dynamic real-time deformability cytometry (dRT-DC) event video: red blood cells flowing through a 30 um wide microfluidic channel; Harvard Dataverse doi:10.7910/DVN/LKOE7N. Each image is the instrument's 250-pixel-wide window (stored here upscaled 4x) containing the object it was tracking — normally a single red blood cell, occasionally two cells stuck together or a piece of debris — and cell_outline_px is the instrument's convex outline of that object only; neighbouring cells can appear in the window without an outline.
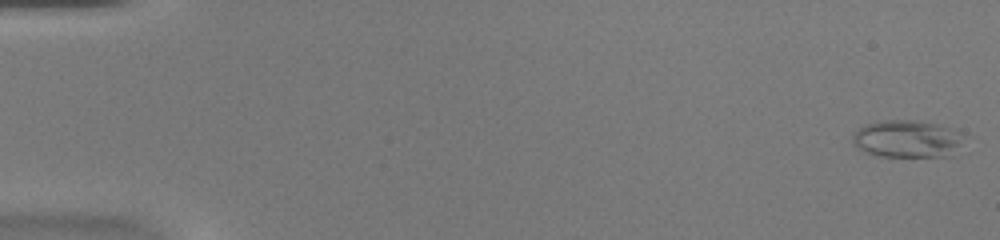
{"species": "common noctule bat (a hibernating species)", "species_latin": "Nyctalus noctula", "temperature_condition": "warm", "stored_images_in_passage": 52, "camera_frame_rate_fps": 3000, "um_per_image_px": 0.085, "animal": {"sex": "female", "body_mass_g": 20.0, "forearm_length_mm": 54.0}, "frame": {"image": 1, "passage_image": 1, "time_ms": 0.0, "image_size_px": [1000, 240], "cell_outline_px": [[956, 144], [952, 156], [876, 156], [864, 152], [852, 144], [852, 136], [860, 128], [868, 124], [884, 120], [912, 120], [936, 124], [948, 128], [956, 140]], "centroid_in_image_um": [76.9, 11.82], "position_along_channel_um": 8.1, "area_um2": 23.06}}
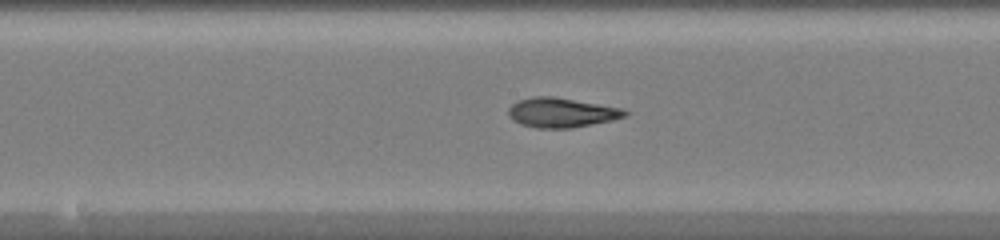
{"frame": {"image": 2, "passage_image": 28, "time_ms": 9.0, "image_size_px": [1000, 240], "cell_outline_px": [[628, 116], [612, 120], [572, 128], [536, 128], [520, 124], [512, 120], [508, 116], [508, 108], [512, 104], [520, 100], [532, 96], [556, 96], [620, 108], [628, 112]], "centroid_in_image_um": [47.69, 9.57], "position_along_channel_um": 200.5, "area_um2": 20.17}}
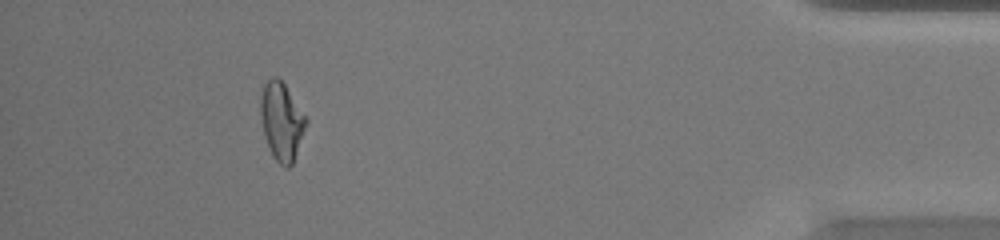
{"frame": {"image": 3, "passage_image": 48, "time_ms": 15.667, "image_size_px": [1000, 240], "cell_outline_px": [[308, 120], [292, 164], [288, 168], [284, 168], [272, 156], [268, 148], [260, 116], [260, 96], [264, 84], [272, 76], [276, 76], [284, 84]], "centroid_in_image_um": [23.91, 10.32], "position_along_channel_um": 411.3, "area_um2": 20.4}, "authors_computed_cell_mechanics": {"area_um2": 20.3167, "velocity_mm_per_s": 3.9845, "shape_relaxation_time_tau1_ms": 8.0908, "shape_relaxation_time_tau2_ms": 2.6784, "deformation_change_tau1": 0.3103, "deformation_change_tau2": 0.1003}}